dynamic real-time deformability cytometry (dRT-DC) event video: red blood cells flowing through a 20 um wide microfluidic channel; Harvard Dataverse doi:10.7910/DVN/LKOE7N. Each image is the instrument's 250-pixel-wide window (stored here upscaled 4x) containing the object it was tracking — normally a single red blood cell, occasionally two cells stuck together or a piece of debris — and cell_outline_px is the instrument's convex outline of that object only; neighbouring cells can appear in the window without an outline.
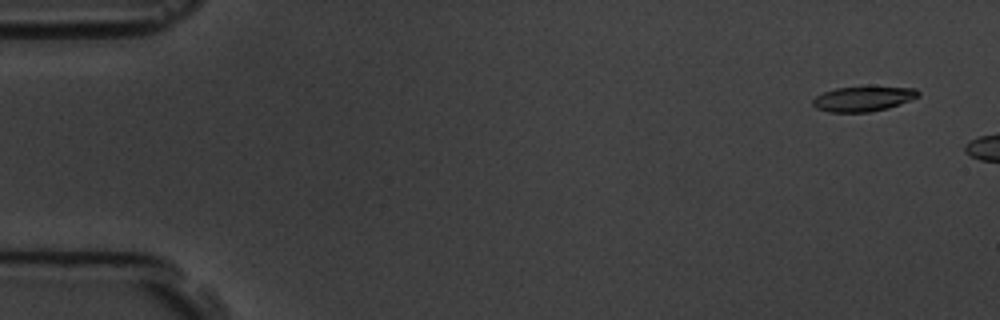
{"species": "common noctule bat (a hibernating species)", "species_latin": "Nyctalus noctula", "temperature_condition": "room temperature", "stored_images_in_passage": 2, "camera_frame_rate_fps": 3000, "um_per_image_px": 0.085, "animal": {"sex": "male", "body_mass_g": 19.5, "forearm_length_mm": 54.6}, "frame": {"image": 1, "passage_image": 1, "time_ms": 0.0, "image_size_px": [1000, 320], "cell_outline_px": [[920, 96], [900, 104], [888, 108], [868, 112], [828, 112], [816, 108], [812, 104], [812, 100], [816, 96], [824, 92], [836, 88], [916, 88], [920, 92]], "centroid_in_image_um": [73.35, 8.42], "position_along_channel_um": 11.7, "area_um2": 14.97}}